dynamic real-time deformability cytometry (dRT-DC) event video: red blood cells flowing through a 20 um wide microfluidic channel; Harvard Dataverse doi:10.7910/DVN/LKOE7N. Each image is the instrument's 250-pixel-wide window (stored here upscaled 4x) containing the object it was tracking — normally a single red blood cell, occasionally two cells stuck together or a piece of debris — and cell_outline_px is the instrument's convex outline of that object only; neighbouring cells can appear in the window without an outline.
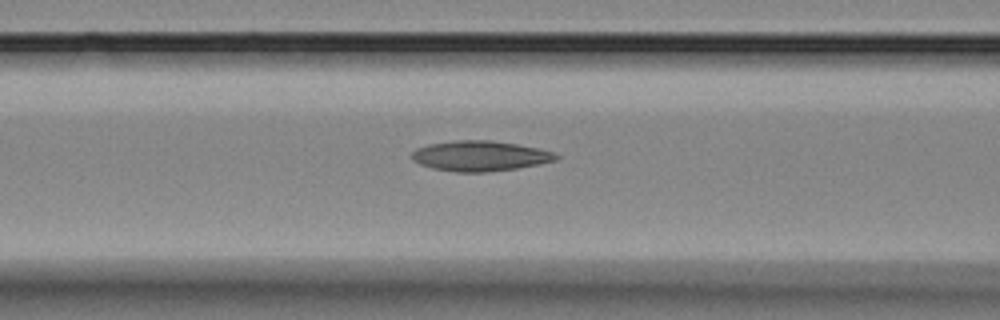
{"species": "Egyptian fruit bat (a non-hibernating species)", "species_latin": "Rousettus aegyptiacus", "temperature_condition": "room temperature", "stored_images_in_passage": 4, "camera_frame_rate_fps": 3000, "um_per_image_px": 0.085, "animal": {"sex": "female"}, "frame": {"image": 1, "passage_image": 4, "time_ms": 4.0, "image_size_px": [1000, 320], "cell_outline_px": [[560, 156], [556, 160], [540, 164], [516, 168], [484, 172], [456, 172], [432, 168], [420, 164], [412, 160], [408, 156], [416, 148], [428, 144], [456, 140], [492, 140], [540, 148], [556, 152]], "centroid_in_image_um": [40.79, 13.25], "position_along_channel_um": 125.8, "area_um2": 25.66}}